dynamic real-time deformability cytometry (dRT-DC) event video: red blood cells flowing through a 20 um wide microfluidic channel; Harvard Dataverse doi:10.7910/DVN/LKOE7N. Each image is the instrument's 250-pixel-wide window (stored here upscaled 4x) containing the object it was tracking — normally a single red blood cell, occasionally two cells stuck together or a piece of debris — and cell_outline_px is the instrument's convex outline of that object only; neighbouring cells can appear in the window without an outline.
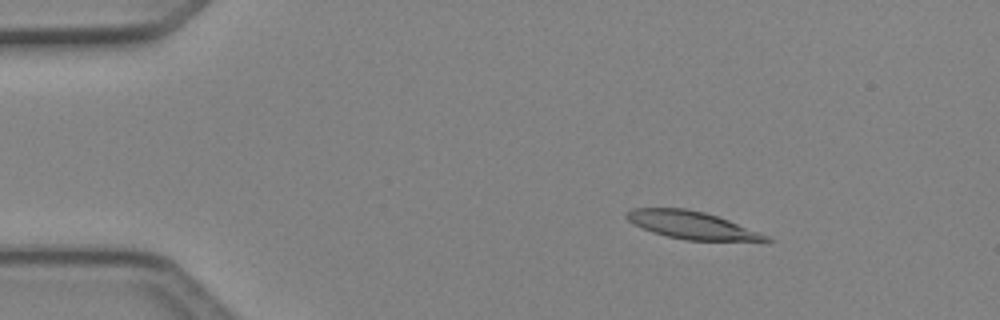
{"species": "Egyptian fruit bat (a non-hibernating species)", "species_latin": "Rousettus aegyptiacus", "temperature_condition": "cold", "stored_images_in_passage": 6, "segment_of_instrument_passage": [1, 2], "camera_frame_rate_fps": 3000, "um_per_image_px": 0.085, "animal": {"sex": "female"}, "frame": {"image": 1, "passage_image": 3, "time_ms": 0.667, "image_size_px": [1000, 320], "cell_outline_px": [[776, 240], [688, 240], [668, 236], [652, 232], [632, 224], [624, 216], [632, 208], [684, 208], [704, 212], [728, 220], [768, 236]], "centroid_in_image_um": [58.71, 19.12], "position_along_channel_um": 26.3, "area_um2": 21.85}}